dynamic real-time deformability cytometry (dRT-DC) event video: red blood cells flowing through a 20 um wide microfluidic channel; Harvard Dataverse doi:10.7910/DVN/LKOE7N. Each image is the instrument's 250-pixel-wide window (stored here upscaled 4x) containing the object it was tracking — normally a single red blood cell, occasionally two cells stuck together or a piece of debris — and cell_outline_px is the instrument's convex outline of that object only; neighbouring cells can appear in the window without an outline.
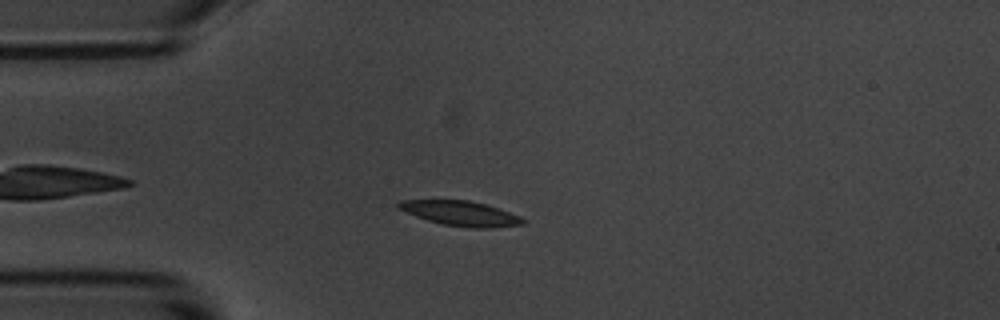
{"species": "common noctule bat (a hibernating species)", "species_latin": "Nyctalus noctula", "temperature_condition": "room temperature", "stored_images_in_passage": 9, "camera_frame_rate_fps": 3000, "um_per_image_px": 0.085, "animal": {"sex": "male", "body_mass_g": 20.1, "forearm_length_mm": 53.5}, "frame": {"image": 1, "passage_image": 3, "time_ms": 2.333, "image_size_px": [1000, 320], "cell_outline_px": [[524, 224], [492, 228], [468, 228], [444, 224], [428, 220], [416, 216], [396, 208], [396, 204], [400, 200], [468, 200], [488, 204], [520, 216], [524, 220]], "centroid_in_image_um": [39.15, 18.13], "position_along_channel_um": 45.8, "area_um2": 18.03}}
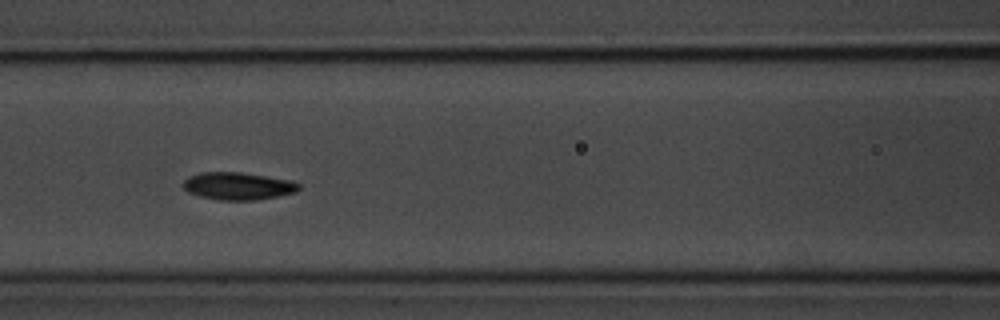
{"frame": {"image": 2, "passage_image": 6, "time_ms": 5.667, "image_size_px": [1000, 320], "cell_outline_px": [[300, 188], [296, 192], [280, 196], [256, 200], [216, 200], [200, 196], [188, 192], [184, 188], [184, 180], [188, 176], [200, 172], [240, 172], [292, 180], [300, 184]], "centroid_in_image_um": [20.25, 15.81], "position_along_channel_um": 146.4, "area_um2": 18.67}}
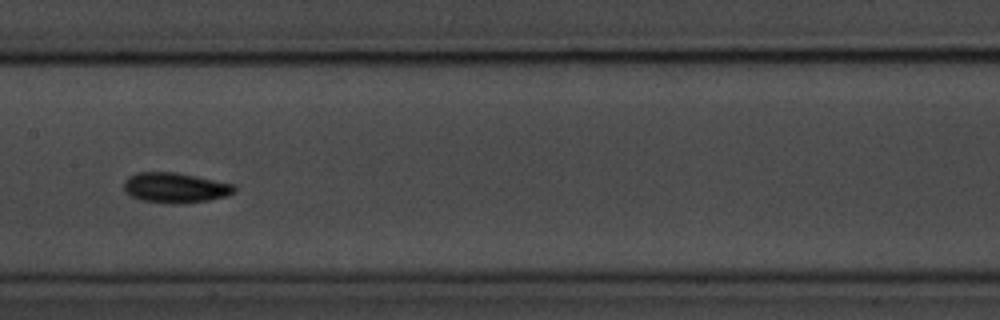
{"frame": {"image": 3, "passage_image": 7, "time_ms": 7.0, "image_size_px": [1000, 320], "cell_outline_px": [[236, 192], [228, 196], [208, 200], [176, 204], [172, 204], [140, 200], [132, 196], [124, 188], [124, 180], [128, 176], [136, 172], [176, 172], [236, 184]], "centroid_in_image_um": [14.93, 15.95], "position_along_channel_um": 192.5, "area_um2": 19.59}}